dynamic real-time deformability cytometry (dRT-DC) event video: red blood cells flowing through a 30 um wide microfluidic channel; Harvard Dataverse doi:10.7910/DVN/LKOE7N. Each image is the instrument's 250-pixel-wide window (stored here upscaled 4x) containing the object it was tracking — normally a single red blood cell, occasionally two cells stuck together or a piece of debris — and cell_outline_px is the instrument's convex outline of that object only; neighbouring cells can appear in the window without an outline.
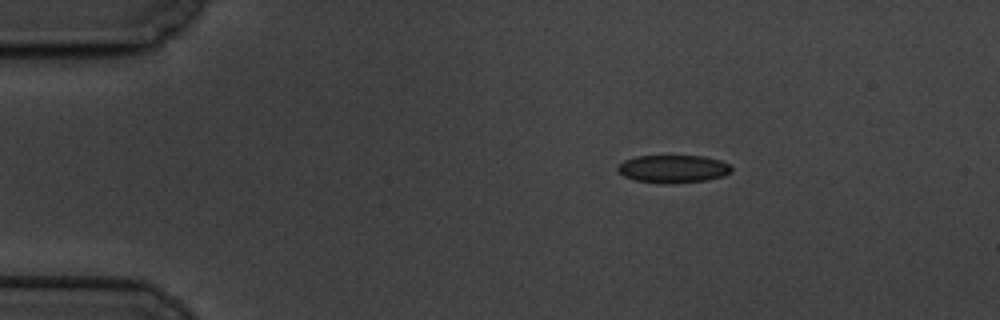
{"species": "common noctule bat (a hibernating species)", "species_latin": "Nyctalus noctula", "temperature_condition": "cold", "stored_images_in_passage": 3, "camera_frame_rate_fps": 3000, "um_per_image_px": 0.085, "animal": {"sex": "male", "body_mass_g": 19.5, "forearm_length_mm": 54.6}, "frame": {"image": 1, "passage_image": 1, "time_ms": 0.0, "image_size_px": [1000, 320], "cell_outline_px": [[732, 172], [724, 176], [708, 180], [636, 180], [624, 176], [616, 168], [624, 160], [636, 156], [704, 156], [720, 160], [728, 164], [732, 168]], "centroid_in_image_um": [57.26, 14.29], "position_along_channel_um": 27.7, "area_um2": 17.4}}